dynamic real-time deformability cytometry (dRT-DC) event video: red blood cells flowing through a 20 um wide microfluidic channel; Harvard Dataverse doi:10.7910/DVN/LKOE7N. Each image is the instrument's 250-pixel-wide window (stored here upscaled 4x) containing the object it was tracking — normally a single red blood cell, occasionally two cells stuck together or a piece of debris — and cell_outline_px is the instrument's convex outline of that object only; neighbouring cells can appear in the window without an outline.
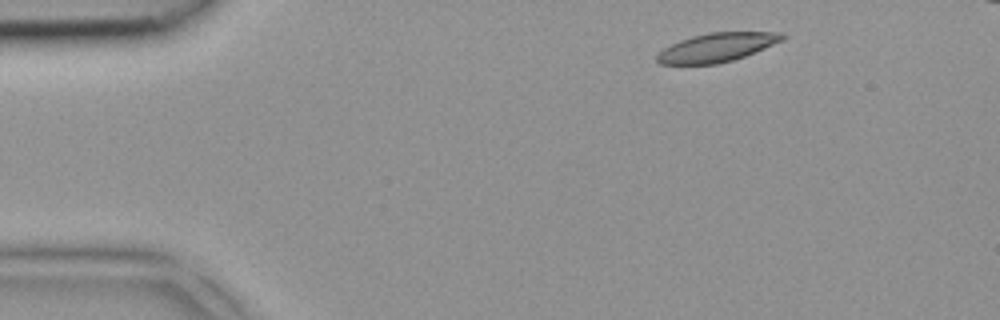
{"species": "common noctule bat (a hibernating species)", "species_latin": "Nyctalus noctula", "temperature_condition": "room temperature", "stored_images_in_passage": 4, "camera_frame_rate_fps": 3000, "um_per_image_px": 0.085, "animal": {"sex": "female", "body_mass_g": 18.4}, "frame": {"image": 1, "passage_image": 1, "time_ms": 0.0, "image_size_px": [1000, 320], "cell_outline_px": [[784, 40], [744, 56], [732, 60], [716, 64], [660, 64], [656, 60], [656, 56], [664, 48], [680, 40], [692, 36], [708, 32], [784, 32]], "centroid_in_image_um": [60.93, 4.02], "position_along_channel_um": 24.1, "area_um2": 20.87}}